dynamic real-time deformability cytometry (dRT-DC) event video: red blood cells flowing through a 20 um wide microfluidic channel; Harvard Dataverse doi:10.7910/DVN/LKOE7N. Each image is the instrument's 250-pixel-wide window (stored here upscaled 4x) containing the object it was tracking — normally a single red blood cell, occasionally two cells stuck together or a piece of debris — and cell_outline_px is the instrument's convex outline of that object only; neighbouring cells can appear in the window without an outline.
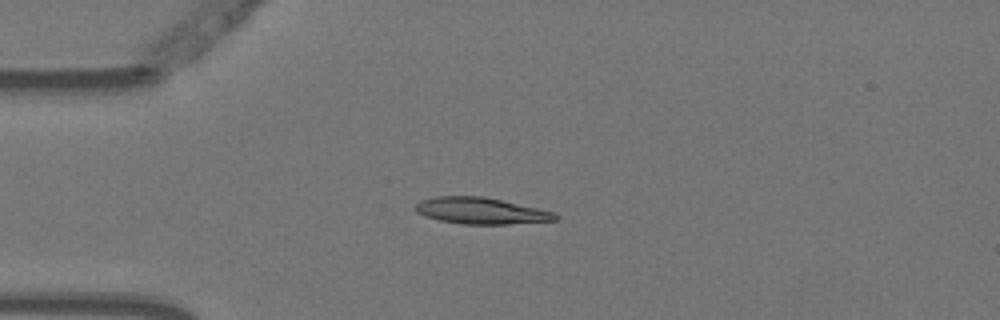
{"species": "Egyptian fruit bat (a non-hibernating species)", "species_latin": "Rousettus aegyptiacus", "temperature_condition": "warm", "stored_images_in_passage": 3, "camera_frame_rate_fps": 3000, "um_per_image_px": 0.085, "animal": {"sex": "female"}, "frame": {"image": 1, "passage_image": 1, "time_ms": 0.0, "image_size_px": [1000, 320], "cell_outline_px": [[560, 220], [508, 224], [460, 224], [440, 220], [416, 212], [416, 204], [420, 200], [436, 196], [484, 196], [556, 212], [560, 216]], "centroid_in_image_um": [40.95, 17.92], "position_along_channel_um": 44.1, "area_um2": 21.62}}
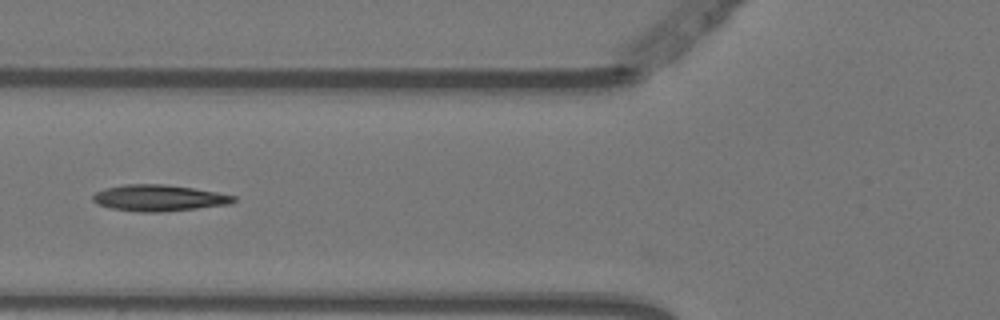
{"frame": {"image": 2, "passage_image": 3, "time_ms": 0.667, "image_size_px": [1000, 320], "cell_outline_px": [[236, 200], [232, 204], [164, 212], [140, 212], [112, 208], [96, 204], [92, 200], [92, 196], [96, 192], [104, 188], [124, 184], [164, 184], [192, 188], [216, 192], [236, 196]], "centroid_in_image_um": [13.5, 16.83], "position_along_channel_um": 112.3, "area_um2": 21.68}}